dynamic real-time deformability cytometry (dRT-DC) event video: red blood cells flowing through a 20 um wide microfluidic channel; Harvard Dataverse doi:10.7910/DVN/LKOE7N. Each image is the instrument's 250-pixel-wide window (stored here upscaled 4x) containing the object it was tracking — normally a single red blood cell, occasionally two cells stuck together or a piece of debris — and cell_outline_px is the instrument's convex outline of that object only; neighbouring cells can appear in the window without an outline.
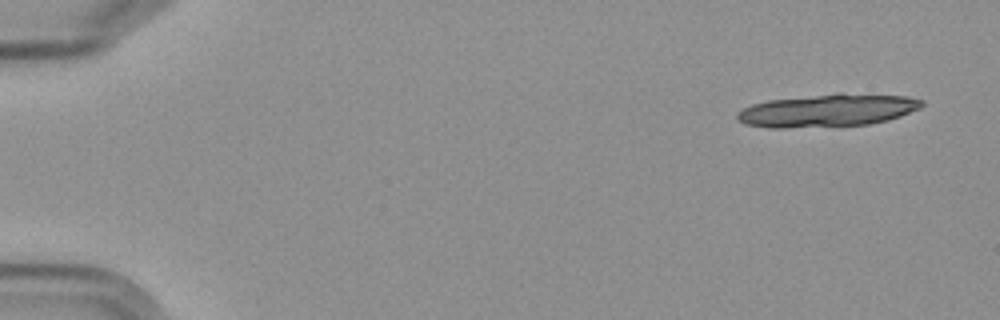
{"species": "Egyptian fruit bat (a non-hibernating species)", "species_latin": "Rousettus aegyptiacus", "temperature_condition": "cold", "stored_images_in_passage": 15, "camera_frame_rate_fps": 3000, "um_per_image_px": 0.085, "frame": {"image": 1, "passage_image": 1, "time_ms": 0.0, "image_size_px": [1000, 320], "cell_outline_px": [[924, 104], [920, 108], [900, 116], [888, 120], [868, 124], [784, 128], [768, 128], [744, 124], [736, 116], [736, 112], [752, 104], [768, 100], [836, 92], [844, 92], [908, 96], [924, 100]], "centroid_in_image_um": [70.36, 9.36], "position_along_channel_um": 14.6, "area_um2": 35.6}}
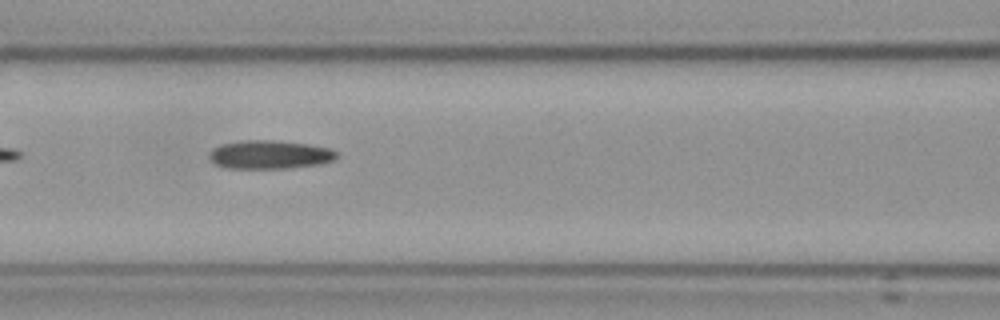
{"frame": {"image": 2, "passage_image": 7, "time_ms": 7.667, "image_size_px": [1000, 320], "cell_outline_px": [[340, 156], [336, 160], [320, 164], [284, 168], [228, 168], [216, 164], [208, 156], [212, 148], [220, 144], [240, 140], [280, 140], [308, 144], [332, 148], [340, 152]], "centroid_in_image_um": [22.99, 13.12], "position_along_channel_um": 143.6, "area_um2": 21.56}}